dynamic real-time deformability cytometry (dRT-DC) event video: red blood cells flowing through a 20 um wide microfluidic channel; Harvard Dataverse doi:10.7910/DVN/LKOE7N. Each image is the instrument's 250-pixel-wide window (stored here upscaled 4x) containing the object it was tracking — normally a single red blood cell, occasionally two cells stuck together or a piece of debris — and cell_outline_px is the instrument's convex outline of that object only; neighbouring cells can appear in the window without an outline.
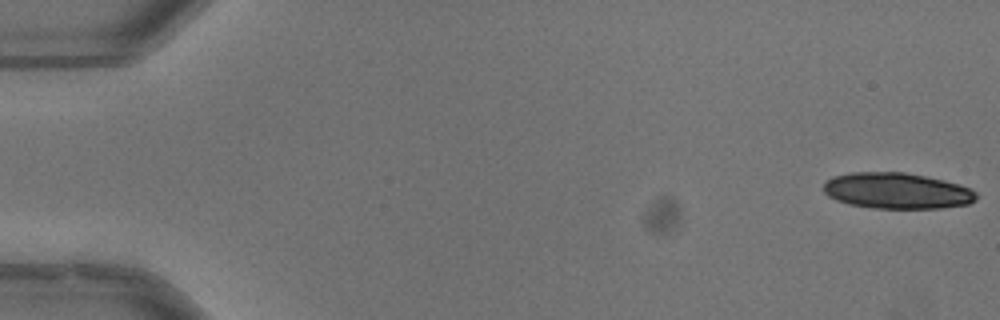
{"species": "common noctule bat (a hibernating species)", "species_latin": "Nyctalus noctula", "temperature_condition": "warm", "stored_images_in_passage": 37, "camera_frame_rate_fps": 3000, "um_per_image_px": 0.085, "animal": {"sex": "male", "body_mass_g": 13.3}, "frame": {"image": 1, "passage_image": 1, "time_ms": 0.0, "image_size_px": [1000, 320], "cell_outline_px": [[976, 200], [968, 204], [940, 208], [872, 208], [848, 204], [836, 200], [828, 196], [824, 192], [824, 184], [832, 176], [852, 172], [904, 172], [944, 180], [972, 188], [976, 192]], "centroid_in_image_um": [76.23, 16.22], "position_along_channel_um": 8.8, "area_um2": 32.08}}
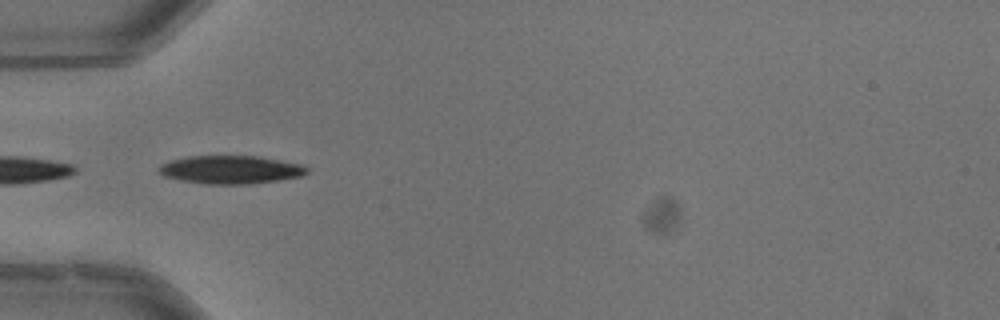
{"frame": {"image": 2, "passage_image": 18, "time_ms": 5.667, "image_size_px": [1000, 320], "cell_outline_px": [[308, 172], [300, 176], [276, 180], [244, 184], [208, 184], [184, 180], [164, 176], [160, 172], [160, 164], [172, 160], [188, 156], [260, 156], [304, 164], [308, 168]], "centroid_in_image_um": [19.65, 14.4], "position_along_channel_um": 65.3, "area_um2": 24.04}}